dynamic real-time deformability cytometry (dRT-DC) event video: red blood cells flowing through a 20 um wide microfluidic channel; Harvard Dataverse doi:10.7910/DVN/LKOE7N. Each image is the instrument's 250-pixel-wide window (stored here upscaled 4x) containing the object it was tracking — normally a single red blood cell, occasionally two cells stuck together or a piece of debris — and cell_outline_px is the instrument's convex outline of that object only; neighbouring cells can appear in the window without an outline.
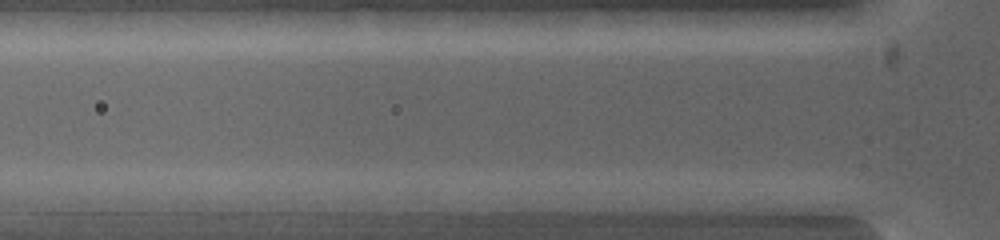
{"species": "common noctule bat (a hibernating species)", "species_latin": "Nyctalus noctula", "temperature_condition": "warm", "stored_images_in_passage": 2, "camera_frame_rate_fps": 5000, "um_per_image_px": 0.085, "animal": {"sex": "female", "body_mass_g": 19.0, "forearm_length_mm": 53.3}, "frame": {"image": 1, "passage_image": 2, "time_ms": 0.4, "image_size_px": [1000, 240], "cell_outline_px": [[604, 200], [540, 212], [508, 212], [492, 200], [520, 192], [584, 192]], "centroid_in_image_um": [46.19, 17.09], "position_along_channel_um": 79.6, "area_um2": 11.33}}